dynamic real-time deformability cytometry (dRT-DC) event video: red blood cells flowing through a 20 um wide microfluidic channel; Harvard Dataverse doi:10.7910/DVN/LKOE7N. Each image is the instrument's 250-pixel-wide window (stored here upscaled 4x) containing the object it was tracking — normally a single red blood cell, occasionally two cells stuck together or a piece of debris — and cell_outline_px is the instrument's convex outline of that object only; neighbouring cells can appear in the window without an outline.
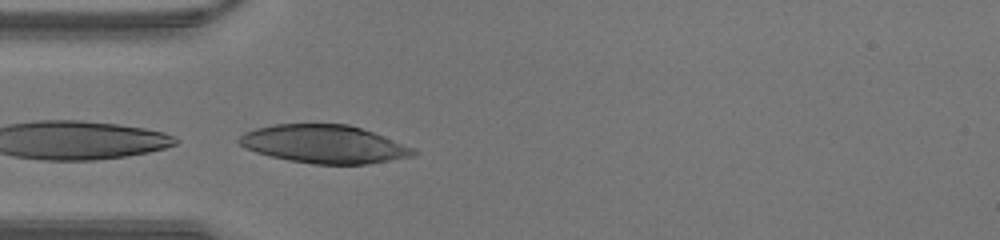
{"species": "human", "species_latin": "Homo sapiens", "temperature_condition": "warm", "stored_images_in_passage": 7, "camera_frame_rate_fps": 3000, "um_per_image_px": 0.085, "donor": {"sex": "male"}, "frame": {"image": 1, "passage_image": 4, "time_ms": 1.0, "image_size_px": [1000, 240], "cell_outline_px": [[420, 152], [412, 156], [368, 164], [312, 164], [288, 160], [256, 152], [240, 144], [236, 140], [244, 132], [256, 128], [276, 124], [348, 124], [372, 132], [412, 148]], "centroid_in_image_um": [27.52, 12.25], "position_along_channel_um": 57.5, "area_um2": 38.32}}